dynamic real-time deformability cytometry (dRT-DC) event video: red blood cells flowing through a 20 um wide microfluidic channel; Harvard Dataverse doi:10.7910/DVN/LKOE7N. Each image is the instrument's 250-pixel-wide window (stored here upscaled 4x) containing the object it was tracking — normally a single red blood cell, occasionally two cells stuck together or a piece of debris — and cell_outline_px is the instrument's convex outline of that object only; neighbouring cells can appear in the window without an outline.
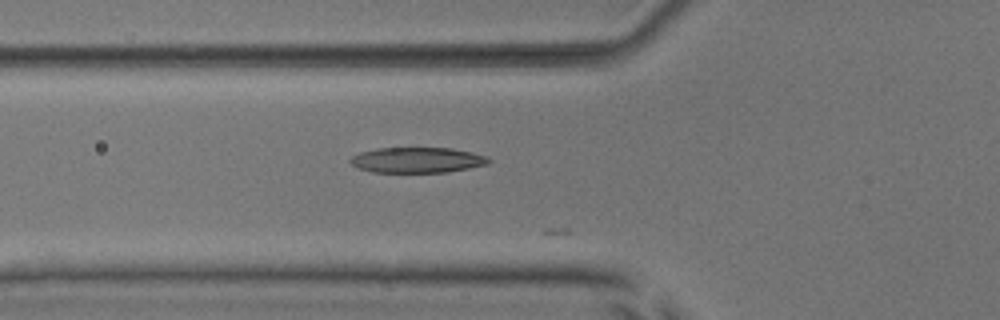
{"species": "common noctule bat (a hibernating species)", "species_latin": "Nyctalus noctula", "temperature_condition": "room temperature", "stored_images_in_passage": 23, "camera_frame_rate_fps": 3000, "um_per_image_px": 0.085, "animal": {"sex": "male", "body_mass_g": 17.9, "forearm_length_mm": 54.2}, "frame": {"image": 1, "passage_image": 19, "time_ms": 6.0, "image_size_px": [1000, 320], "cell_outline_px": [[492, 160], [488, 164], [468, 168], [444, 172], [372, 172], [360, 168], [352, 164], [348, 160], [352, 156], [360, 152], [376, 148], [452, 148], [472, 152], [488, 156]], "centroid_in_image_um": [35.48, 13.59], "position_along_channel_um": 90.3, "area_um2": 20.52}}
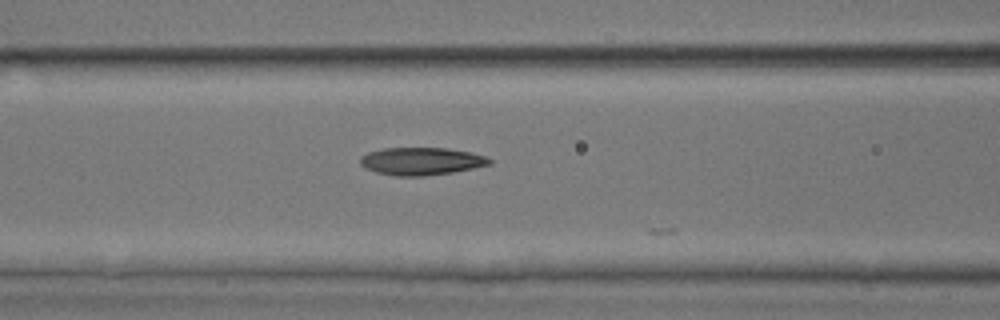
{"frame": {"image": 2, "passage_image": 22, "time_ms": 7.0, "image_size_px": [1000, 320], "cell_outline_px": [[492, 164], [452, 172], [424, 176], [396, 176], [376, 172], [364, 168], [360, 164], [360, 156], [368, 152], [384, 148], [448, 148], [472, 152], [484, 156], [492, 160]], "centroid_in_image_um": [35.79, 13.7], "position_along_channel_um": 130.8, "area_um2": 20.87}}